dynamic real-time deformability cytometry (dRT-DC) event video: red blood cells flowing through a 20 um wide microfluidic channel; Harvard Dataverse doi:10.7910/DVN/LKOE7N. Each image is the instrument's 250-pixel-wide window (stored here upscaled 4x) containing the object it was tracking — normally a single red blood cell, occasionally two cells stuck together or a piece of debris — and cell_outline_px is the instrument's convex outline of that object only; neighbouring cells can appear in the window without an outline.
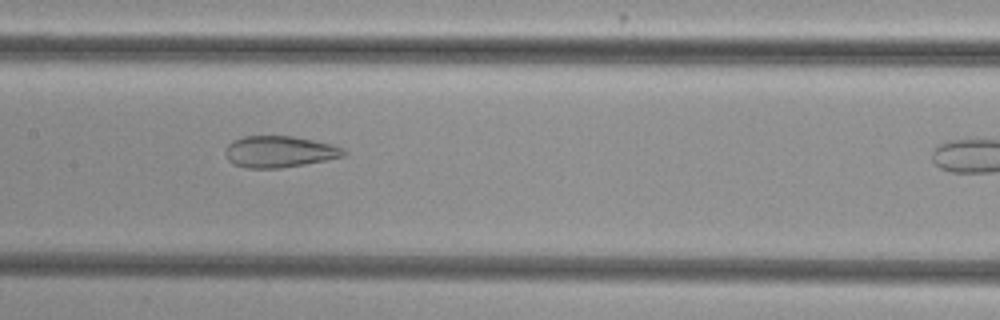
{"species": "common noctule bat (a hibernating species)", "species_latin": "Nyctalus noctula", "temperature_condition": "cold", "stored_images_in_passage": 16, "camera_frame_rate_fps": 3000, "um_per_image_px": 0.085, "animal": {"sex": "female", "body_mass_g": 29.2, "forearm_length_mm": 56.3}, "frame": {"image": 1, "passage_image": 12, "time_ms": 3.667, "image_size_px": [1000, 320], "cell_outline_px": [[348, 152], [344, 156], [304, 164], [280, 168], [244, 168], [232, 164], [228, 160], [224, 152], [228, 144], [232, 140], [244, 136], [292, 136], [312, 140], [328, 144], [340, 148]], "centroid_in_image_um": [23.67, 12.9], "position_along_channel_um": 183.7, "area_um2": 21.56}}